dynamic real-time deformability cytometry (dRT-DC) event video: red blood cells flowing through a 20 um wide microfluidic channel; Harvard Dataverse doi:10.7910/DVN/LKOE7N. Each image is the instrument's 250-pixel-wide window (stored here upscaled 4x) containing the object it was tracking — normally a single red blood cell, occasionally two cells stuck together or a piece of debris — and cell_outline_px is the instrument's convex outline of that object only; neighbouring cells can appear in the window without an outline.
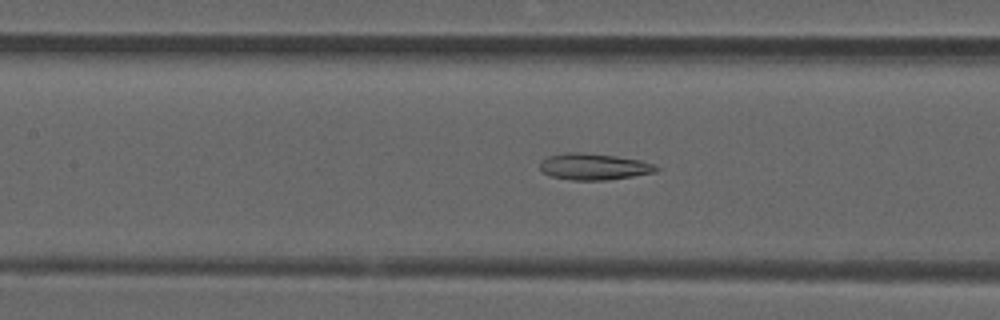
{"species": "common noctule bat (a hibernating species)", "species_latin": "Nyctalus noctula", "temperature_condition": "room temperature", "stored_images_in_passage": 36, "camera_frame_rate_fps": 3000, "um_per_image_px": 0.085, "animal": {"sex": "male", "forearm_length_mm": 52.5}, "frame": {"image": 1, "passage_image": 14, "time_ms": 4.333, "image_size_px": [1000, 320], "cell_outline_px": [[660, 168], [656, 172], [608, 180], [572, 180], [548, 176], [540, 168], [540, 160], [548, 156], [568, 152], [580, 152], [616, 156], [640, 160], [656, 164]], "centroid_in_image_um": [50.48, 14.16], "position_along_channel_um": 156.9, "area_um2": 18.03}}
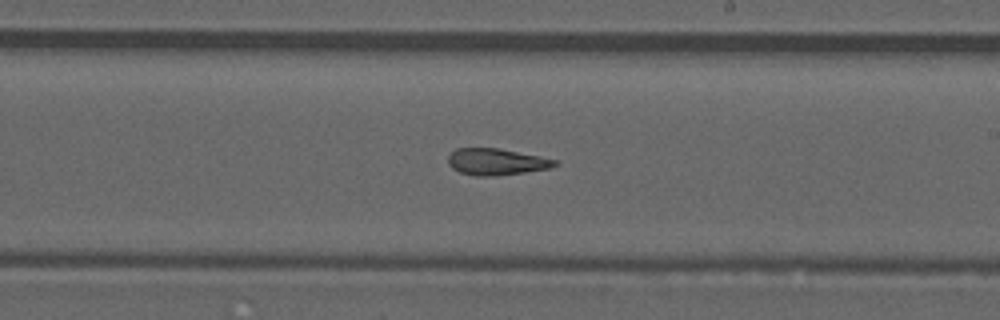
{"frame": {"image": 2, "passage_image": 21, "time_ms": 6.667, "image_size_px": [1000, 320], "cell_outline_px": [[560, 164], [548, 168], [524, 172], [496, 176], [476, 176], [460, 172], [452, 168], [448, 164], [448, 156], [456, 148], [496, 148], [540, 156], [556, 160]], "centroid_in_image_um": [42.17, 13.75], "position_along_channel_um": 246.8, "area_um2": 16.42}}
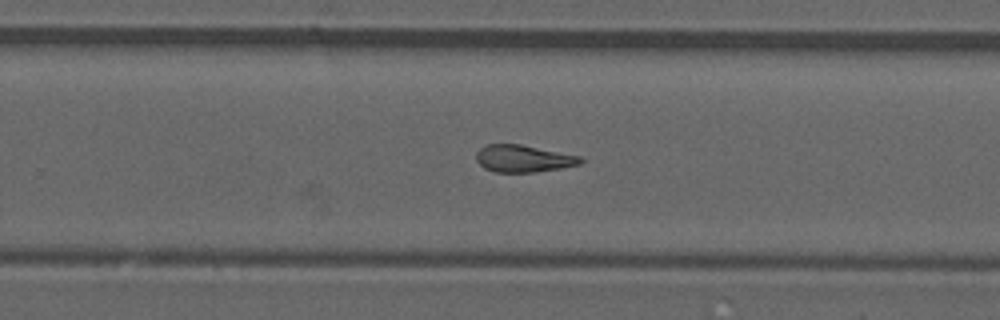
{"frame": {"image": 3, "passage_image": 24, "time_ms": 7.667, "image_size_px": [1000, 320], "cell_outline_px": [[584, 160], [580, 164], [560, 168], [536, 172], [496, 172], [484, 168], [476, 160], [476, 152], [484, 144], [520, 144], [584, 156]], "centroid_in_image_um": [44.51, 13.47], "position_along_channel_um": 285.3, "area_um2": 16.7}, "authors_computed_cell_mechanics": {"area_um2": 17.1666, "velocity_mm_per_s": 3.8663, "shape_relaxation_time_tau1_ms": null, "shape_relaxation_time_tau2_ms": 2.9347, "deformation_change_tau1": null, "deformation_change_tau2": 0.1282}}